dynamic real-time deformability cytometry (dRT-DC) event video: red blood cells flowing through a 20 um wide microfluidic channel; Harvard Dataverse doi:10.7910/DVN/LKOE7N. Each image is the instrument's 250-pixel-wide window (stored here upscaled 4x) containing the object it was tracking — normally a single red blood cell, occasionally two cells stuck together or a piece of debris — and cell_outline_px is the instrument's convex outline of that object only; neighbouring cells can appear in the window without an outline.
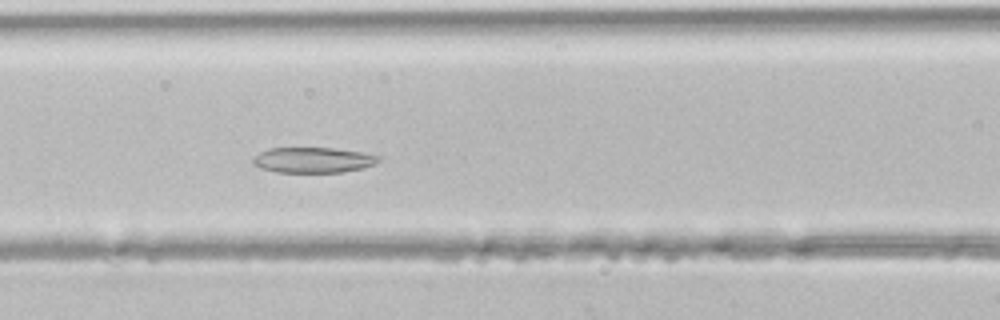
{"species": "common noctule bat (a hibernating species)", "species_latin": "Nyctalus noctula", "temperature_condition": "room temperature", "stored_images_in_passage": 42, "segment_of_instrument_passage": [1, 2], "camera_frame_rate_fps": 3000, "um_per_image_px": 0.085, "animal": {"sex": "male", "body_mass_g": 21.5, "forearm_length_mm": 52.0}, "frame": {"image": 1, "passage_image": 17, "time_ms": 5.333, "image_size_px": [1000, 320], "cell_outline_px": [[380, 160], [376, 164], [364, 168], [340, 172], [276, 172], [260, 168], [252, 164], [252, 160], [260, 152], [268, 148], [332, 148], [360, 152], [380, 156]], "centroid_in_image_um": [26.61, 13.6], "position_along_channel_um": 140.0, "area_um2": 18.61}}
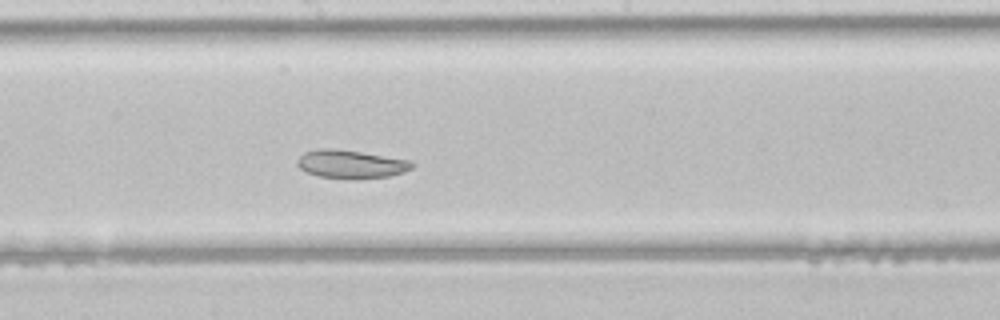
{"frame": {"image": 2, "passage_image": 22, "time_ms": 7.0, "image_size_px": [1000, 320], "cell_outline_px": [[416, 164], [412, 168], [404, 172], [392, 176], [356, 180], [348, 180], [320, 176], [308, 172], [300, 168], [296, 164], [296, 160], [304, 152], [320, 148], [328, 148], [360, 152], [412, 160]], "centroid_in_image_um": [29.87, 13.97], "position_along_channel_um": 218.3, "area_um2": 19.25}}
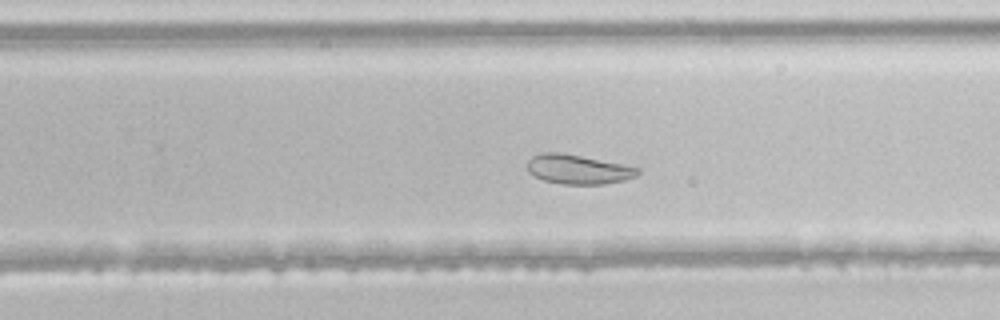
{"frame": {"image": 3, "passage_image": 26, "time_ms": 8.333, "image_size_px": [1000, 320], "cell_outline_px": [[640, 172], [636, 176], [624, 180], [604, 184], [560, 184], [544, 180], [528, 172], [528, 160], [532, 156], [540, 152], [560, 152], [624, 164], [640, 168]], "centroid_in_image_um": [49.14, 14.39], "position_along_channel_um": 280.7, "area_um2": 18.96}}